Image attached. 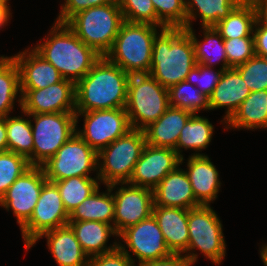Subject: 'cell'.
Masks as SVG:
<instances>
[{
    "label": "cell",
    "mask_w": 267,
    "mask_h": 266,
    "mask_svg": "<svg viewBox=\"0 0 267 266\" xmlns=\"http://www.w3.org/2000/svg\"><path fill=\"white\" fill-rule=\"evenodd\" d=\"M130 74L105 56L75 84L76 112L125 108Z\"/></svg>",
    "instance_id": "obj_1"
},
{
    "label": "cell",
    "mask_w": 267,
    "mask_h": 266,
    "mask_svg": "<svg viewBox=\"0 0 267 266\" xmlns=\"http://www.w3.org/2000/svg\"><path fill=\"white\" fill-rule=\"evenodd\" d=\"M49 31L48 36L32 48L50 62L63 79L76 84L92 69L101 55L82 42L66 23L54 21Z\"/></svg>",
    "instance_id": "obj_2"
},
{
    "label": "cell",
    "mask_w": 267,
    "mask_h": 266,
    "mask_svg": "<svg viewBox=\"0 0 267 266\" xmlns=\"http://www.w3.org/2000/svg\"><path fill=\"white\" fill-rule=\"evenodd\" d=\"M196 64L194 45L184 28H164L155 37L148 74L163 87L185 81Z\"/></svg>",
    "instance_id": "obj_3"
},
{
    "label": "cell",
    "mask_w": 267,
    "mask_h": 266,
    "mask_svg": "<svg viewBox=\"0 0 267 266\" xmlns=\"http://www.w3.org/2000/svg\"><path fill=\"white\" fill-rule=\"evenodd\" d=\"M162 30L163 27L124 21L105 57L130 75L148 74L153 43Z\"/></svg>",
    "instance_id": "obj_4"
},
{
    "label": "cell",
    "mask_w": 267,
    "mask_h": 266,
    "mask_svg": "<svg viewBox=\"0 0 267 266\" xmlns=\"http://www.w3.org/2000/svg\"><path fill=\"white\" fill-rule=\"evenodd\" d=\"M123 22L120 6L108 3L76 13L66 25L87 46L105 56L111 50Z\"/></svg>",
    "instance_id": "obj_5"
},
{
    "label": "cell",
    "mask_w": 267,
    "mask_h": 266,
    "mask_svg": "<svg viewBox=\"0 0 267 266\" xmlns=\"http://www.w3.org/2000/svg\"><path fill=\"white\" fill-rule=\"evenodd\" d=\"M210 205H200L188 210L189 243L183 255L194 265L199 250L213 264L220 265L226 256L223 225Z\"/></svg>",
    "instance_id": "obj_6"
},
{
    "label": "cell",
    "mask_w": 267,
    "mask_h": 266,
    "mask_svg": "<svg viewBox=\"0 0 267 266\" xmlns=\"http://www.w3.org/2000/svg\"><path fill=\"white\" fill-rule=\"evenodd\" d=\"M169 92L149 74L130 75L125 110L133 129L143 130L168 108Z\"/></svg>",
    "instance_id": "obj_7"
},
{
    "label": "cell",
    "mask_w": 267,
    "mask_h": 266,
    "mask_svg": "<svg viewBox=\"0 0 267 266\" xmlns=\"http://www.w3.org/2000/svg\"><path fill=\"white\" fill-rule=\"evenodd\" d=\"M145 145L144 131L132 128L100 150L97 158L100 183L106 186L128 182Z\"/></svg>",
    "instance_id": "obj_8"
},
{
    "label": "cell",
    "mask_w": 267,
    "mask_h": 266,
    "mask_svg": "<svg viewBox=\"0 0 267 266\" xmlns=\"http://www.w3.org/2000/svg\"><path fill=\"white\" fill-rule=\"evenodd\" d=\"M28 115L34 119H30L33 135V166L41 167L76 132L78 126L76 115L75 112Z\"/></svg>",
    "instance_id": "obj_9"
},
{
    "label": "cell",
    "mask_w": 267,
    "mask_h": 266,
    "mask_svg": "<svg viewBox=\"0 0 267 266\" xmlns=\"http://www.w3.org/2000/svg\"><path fill=\"white\" fill-rule=\"evenodd\" d=\"M97 158L98 153L75 132L41 167L48 181L91 177L89 174L94 171L98 176Z\"/></svg>",
    "instance_id": "obj_10"
},
{
    "label": "cell",
    "mask_w": 267,
    "mask_h": 266,
    "mask_svg": "<svg viewBox=\"0 0 267 266\" xmlns=\"http://www.w3.org/2000/svg\"><path fill=\"white\" fill-rule=\"evenodd\" d=\"M69 223L57 185L46 181L30 219L20 228L27 250L43 233Z\"/></svg>",
    "instance_id": "obj_11"
},
{
    "label": "cell",
    "mask_w": 267,
    "mask_h": 266,
    "mask_svg": "<svg viewBox=\"0 0 267 266\" xmlns=\"http://www.w3.org/2000/svg\"><path fill=\"white\" fill-rule=\"evenodd\" d=\"M76 124L84 117L83 129L76 133L97 153L131 130L125 108L75 112Z\"/></svg>",
    "instance_id": "obj_12"
},
{
    "label": "cell",
    "mask_w": 267,
    "mask_h": 266,
    "mask_svg": "<svg viewBox=\"0 0 267 266\" xmlns=\"http://www.w3.org/2000/svg\"><path fill=\"white\" fill-rule=\"evenodd\" d=\"M118 237L122 240L118 241V247L126 253L134 263L138 258V265L145 261L158 260L171 254L153 214L147 219L140 221L138 224L127 227L118 234ZM122 242L125 244H122ZM129 252H132L134 257L136 256V261L132 258L133 254Z\"/></svg>",
    "instance_id": "obj_13"
},
{
    "label": "cell",
    "mask_w": 267,
    "mask_h": 266,
    "mask_svg": "<svg viewBox=\"0 0 267 266\" xmlns=\"http://www.w3.org/2000/svg\"><path fill=\"white\" fill-rule=\"evenodd\" d=\"M111 190H115L113 227L117 234L153 214V190L127 182L111 184Z\"/></svg>",
    "instance_id": "obj_14"
},
{
    "label": "cell",
    "mask_w": 267,
    "mask_h": 266,
    "mask_svg": "<svg viewBox=\"0 0 267 266\" xmlns=\"http://www.w3.org/2000/svg\"><path fill=\"white\" fill-rule=\"evenodd\" d=\"M46 181L42 167L32 166L0 199V206L12 210L20 228L30 219Z\"/></svg>",
    "instance_id": "obj_15"
},
{
    "label": "cell",
    "mask_w": 267,
    "mask_h": 266,
    "mask_svg": "<svg viewBox=\"0 0 267 266\" xmlns=\"http://www.w3.org/2000/svg\"><path fill=\"white\" fill-rule=\"evenodd\" d=\"M22 95L21 113L45 114L76 112L75 83L62 79L42 89H20Z\"/></svg>",
    "instance_id": "obj_16"
},
{
    "label": "cell",
    "mask_w": 267,
    "mask_h": 266,
    "mask_svg": "<svg viewBox=\"0 0 267 266\" xmlns=\"http://www.w3.org/2000/svg\"><path fill=\"white\" fill-rule=\"evenodd\" d=\"M180 159L172 148L146 144L127 183L153 190L168 173L180 165Z\"/></svg>",
    "instance_id": "obj_17"
},
{
    "label": "cell",
    "mask_w": 267,
    "mask_h": 266,
    "mask_svg": "<svg viewBox=\"0 0 267 266\" xmlns=\"http://www.w3.org/2000/svg\"><path fill=\"white\" fill-rule=\"evenodd\" d=\"M154 206L191 209L200 206L188 176L180 165L153 189Z\"/></svg>",
    "instance_id": "obj_18"
},
{
    "label": "cell",
    "mask_w": 267,
    "mask_h": 266,
    "mask_svg": "<svg viewBox=\"0 0 267 266\" xmlns=\"http://www.w3.org/2000/svg\"><path fill=\"white\" fill-rule=\"evenodd\" d=\"M12 57L19 68L20 89H42L63 79L59 71L33 48H25Z\"/></svg>",
    "instance_id": "obj_19"
},
{
    "label": "cell",
    "mask_w": 267,
    "mask_h": 266,
    "mask_svg": "<svg viewBox=\"0 0 267 266\" xmlns=\"http://www.w3.org/2000/svg\"><path fill=\"white\" fill-rule=\"evenodd\" d=\"M185 172L192 185L196 200L201 205H211L217 199L221 181L216 166L208 155H190Z\"/></svg>",
    "instance_id": "obj_20"
},
{
    "label": "cell",
    "mask_w": 267,
    "mask_h": 266,
    "mask_svg": "<svg viewBox=\"0 0 267 266\" xmlns=\"http://www.w3.org/2000/svg\"><path fill=\"white\" fill-rule=\"evenodd\" d=\"M250 92L235 68L226 69L212 94L208 97L210 111L225 107L226 115L221 120V124L225 125V122L233 116Z\"/></svg>",
    "instance_id": "obj_21"
},
{
    "label": "cell",
    "mask_w": 267,
    "mask_h": 266,
    "mask_svg": "<svg viewBox=\"0 0 267 266\" xmlns=\"http://www.w3.org/2000/svg\"><path fill=\"white\" fill-rule=\"evenodd\" d=\"M43 237L46 238L47 247L57 265L88 266L89 257L82 250L69 224L43 233L26 251L34 247Z\"/></svg>",
    "instance_id": "obj_22"
},
{
    "label": "cell",
    "mask_w": 267,
    "mask_h": 266,
    "mask_svg": "<svg viewBox=\"0 0 267 266\" xmlns=\"http://www.w3.org/2000/svg\"><path fill=\"white\" fill-rule=\"evenodd\" d=\"M192 115L190 111L170 106L156 121L143 129L146 144L176 151L181 130Z\"/></svg>",
    "instance_id": "obj_23"
},
{
    "label": "cell",
    "mask_w": 267,
    "mask_h": 266,
    "mask_svg": "<svg viewBox=\"0 0 267 266\" xmlns=\"http://www.w3.org/2000/svg\"><path fill=\"white\" fill-rule=\"evenodd\" d=\"M153 216L171 253L183 254L188 247V210L174 207L153 206Z\"/></svg>",
    "instance_id": "obj_24"
},
{
    "label": "cell",
    "mask_w": 267,
    "mask_h": 266,
    "mask_svg": "<svg viewBox=\"0 0 267 266\" xmlns=\"http://www.w3.org/2000/svg\"><path fill=\"white\" fill-rule=\"evenodd\" d=\"M68 224L74 230L82 250L89 258L113 251L118 247L116 239L112 245L106 244L111 236L118 237L110 224L98 221H69Z\"/></svg>",
    "instance_id": "obj_25"
},
{
    "label": "cell",
    "mask_w": 267,
    "mask_h": 266,
    "mask_svg": "<svg viewBox=\"0 0 267 266\" xmlns=\"http://www.w3.org/2000/svg\"><path fill=\"white\" fill-rule=\"evenodd\" d=\"M224 127V130H267V90L250 92Z\"/></svg>",
    "instance_id": "obj_26"
},
{
    "label": "cell",
    "mask_w": 267,
    "mask_h": 266,
    "mask_svg": "<svg viewBox=\"0 0 267 266\" xmlns=\"http://www.w3.org/2000/svg\"><path fill=\"white\" fill-rule=\"evenodd\" d=\"M201 29H203V36L201 37L204 38L202 41L197 38L193 29H185L191 36L196 62L212 68H214L215 65L222 63L220 69H229L230 67L227 62L224 38L214 26L201 27Z\"/></svg>",
    "instance_id": "obj_27"
},
{
    "label": "cell",
    "mask_w": 267,
    "mask_h": 266,
    "mask_svg": "<svg viewBox=\"0 0 267 266\" xmlns=\"http://www.w3.org/2000/svg\"><path fill=\"white\" fill-rule=\"evenodd\" d=\"M106 191L99 188L87 197L69 214V221H98L113 226L114 197L111 185H106Z\"/></svg>",
    "instance_id": "obj_28"
},
{
    "label": "cell",
    "mask_w": 267,
    "mask_h": 266,
    "mask_svg": "<svg viewBox=\"0 0 267 266\" xmlns=\"http://www.w3.org/2000/svg\"><path fill=\"white\" fill-rule=\"evenodd\" d=\"M241 0H185L186 29H193L192 22L200 18L201 27L215 26L225 19Z\"/></svg>",
    "instance_id": "obj_29"
},
{
    "label": "cell",
    "mask_w": 267,
    "mask_h": 266,
    "mask_svg": "<svg viewBox=\"0 0 267 266\" xmlns=\"http://www.w3.org/2000/svg\"><path fill=\"white\" fill-rule=\"evenodd\" d=\"M213 132L214 126L206 117L193 114L181 130L176 145L177 155L181 158L180 165H182L185 159L182 154V149L194 150L195 153L193 152L191 155H204V153L199 152H202V150L208 147L212 140Z\"/></svg>",
    "instance_id": "obj_30"
},
{
    "label": "cell",
    "mask_w": 267,
    "mask_h": 266,
    "mask_svg": "<svg viewBox=\"0 0 267 266\" xmlns=\"http://www.w3.org/2000/svg\"><path fill=\"white\" fill-rule=\"evenodd\" d=\"M256 11L251 1H241L233 11L214 27L224 39L253 37Z\"/></svg>",
    "instance_id": "obj_31"
},
{
    "label": "cell",
    "mask_w": 267,
    "mask_h": 266,
    "mask_svg": "<svg viewBox=\"0 0 267 266\" xmlns=\"http://www.w3.org/2000/svg\"><path fill=\"white\" fill-rule=\"evenodd\" d=\"M15 100L19 103L21 109L22 95L19 68L13 57L10 56L0 65V117L10 115L14 109Z\"/></svg>",
    "instance_id": "obj_32"
},
{
    "label": "cell",
    "mask_w": 267,
    "mask_h": 266,
    "mask_svg": "<svg viewBox=\"0 0 267 266\" xmlns=\"http://www.w3.org/2000/svg\"><path fill=\"white\" fill-rule=\"evenodd\" d=\"M22 116H6L8 151L22 155L33 166V135L28 114ZM26 116V118H25Z\"/></svg>",
    "instance_id": "obj_33"
},
{
    "label": "cell",
    "mask_w": 267,
    "mask_h": 266,
    "mask_svg": "<svg viewBox=\"0 0 267 266\" xmlns=\"http://www.w3.org/2000/svg\"><path fill=\"white\" fill-rule=\"evenodd\" d=\"M51 182L57 185L64 207L69 214L94 191L100 188L101 184L98 176H78Z\"/></svg>",
    "instance_id": "obj_34"
},
{
    "label": "cell",
    "mask_w": 267,
    "mask_h": 266,
    "mask_svg": "<svg viewBox=\"0 0 267 266\" xmlns=\"http://www.w3.org/2000/svg\"><path fill=\"white\" fill-rule=\"evenodd\" d=\"M169 92V105L197 114L201 110L209 111V98L199 91L195 85L185 81L171 86Z\"/></svg>",
    "instance_id": "obj_35"
},
{
    "label": "cell",
    "mask_w": 267,
    "mask_h": 266,
    "mask_svg": "<svg viewBox=\"0 0 267 266\" xmlns=\"http://www.w3.org/2000/svg\"><path fill=\"white\" fill-rule=\"evenodd\" d=\"M29 160L12 151L0 152V199L8 188L31 168Z\"/></svg>",
    "instance_id": "obj_36"
},
{
    "label": "cell",
    "mask_w": 267,
    "mask_h": 266,
    "mask_svg": "<svg viewBox=\"0 0 267 266\" xmlns=\"http://www.w3.org/2000/svg\"><path fill=\"white\" fill-rule=\"evenodd\" d=\"M157 27L186 29L185 0H152Z\"/></svg>",
    "instance_id": "obj_37"
},
{
    "label": "cell",
    "mask_w": 267,
    "mask_h": 266,
    "mask_svg": "<svg viewBox=\"0 0 267 266\" xmlns=\"http://www.w3.org/2000/svg\"><path fill=\"white\" fill-rule=\"evenodd\" d=\"M251 92L267 90V58L254 55L235 67Z\"/></svg>",
    "instance_id": "obj_38"
},
{
    "label": "cell",
    "mask_w": 267,
    "mask_h": 266,
    "mask_svg": "<svg viewBox=\"0 0 267 266\" xmlns=\"http://www.w3.org/2000/svg\"><path fill=\"white\" fill-rule=\"evenodd\" d=\"M124 21L157 26V15L152 0H120Z\"/></svg>",
    "instance_id": "obj_39"
},
{
    "label": "cell",
    "mask_w": 267,
    "mask_h": 266,
    "mask_svg": "<svg viewBox=\"0 0 267 266\" xmlns=\"http://www.w3.org/2000/svg\"><path fill=\"white\" fill-rule=\"evenodd\" d=\"M227 62L235 68L255 55L254 37L224 39Z\"/></svg>",
    "instance_id": "obj_40"
},
{
    "label": "cell",
    "mask_w": 267,
    "mask_h": 266,
    "mask_svg": "<svg viewBox=\"0 0 267 266\" xmlns=\"http://www.w3.org/2000/svg\"><path fill=\"white\" fill-rule=\"evenodd\" d=\"M213 69L212 67L197 63L187 75L186 81L192 85L195 83V86L199 87V91L209 97L220 81L224 71L220 68L217 71Z\"/></svg>",
    "instance_id": "obj_41"
},
{
    "label": "cell",
    "mask_w": 267,
    "mask_h": 266,
    "mask_svg": "<svg viewBox=\"0 0 267 266\" xmlns=\"http://www.w3.org/2000/svg\"><path fill=\"white\" fill-rule=\"evenodd\" d=\"M113 3L110 0H64L55 22L66 23L76 13L95 6Z\"/></svg>",
    "instance_id": "obj_42"
},
{
    "label": "cell",
    "mask_w": 267,
    "mask_h": 266,
    "mask_svg": "<svg viewBox=\"0 0 267 266\" xmlns=\"http://www.w3.org/2000/svg\"><path fill=\"white\" fill-rule=\"evenodd\" d=\"M88 266H136L119 247L115 250L89 258Z\"/></svg>",
    "instance_id": "obj_43"
},
{
    "label": "cell",
    "mask_w": 267,
    "mask_h": 266,
    "mask_svg": "<svg viewBox=\"0 0 267 266\" xmlns=\"http://www.w3.org/2000/svg\"><path fill=\"white\" fill-rule=\"evenodd\" d=\"M138 266H192L189 260L180 253H171L167 257L158 260L145 261Z\"/></svg>",
    "instance_id": "obj_44"
},
{
    "label": "cell",
    "mask_w": 267,
    "mask_h": 266,
    "mask_svg": "<svg viewBox=\"0 0 267 266\" xmlns=\"http://www.w3.org/2000/svg\"><path fill=\"white\" fill-rule=\"evenodd\" d=\"M255 54L267 58V27L261 26L257 21L253 29Z\"/></svg>",
    "instance_id": "obj_45"
},
{
    "label": "cell",
    "mask_w": 267,
    "mask_h": 266,
    "mask_svg": "<svg viewBox=\"0 0 267 266\" xmlns=\"http://www.w3.org/2000/svg\"><path fill=\"white\" fill-rule=\"evenodd\" d=\"M256 11V21L267 27V0H251Z\"/></svg>",
    "instance_id": "obj_46"
},
{
    "label": "cell",
    "mask_w": 267,
    "mask_h": 266,
    "mask_svg": "<svg viewBox=\"0 0 267 266\" xmlns=\"http://www.w3.org/2000/svg\"><path fill=\"white\" fill-rule=\"evenodd\" d=\"M8 151L6 117H0V152Z\"/></svg>",
    "instance_id": "obj_47"
},
{
    "label": "cell",
    "mask_w": 267,
    "mask_h": 266,
    "mask_svg": "<svg viewBox=\"0 0 267 266\" xmlns=\"http://www.w3.org/2000/svg\"><path fill=\"white\" fill-rule=\"evenodd\" d=\"M10 17H12L10 6L0 4V30L8 25Z\"/></svg>",
    "instance_id": "obj_48"
},
{
    "label": "cell",
    "mask_w": 267,
    "mask_h": 266,
    "mask_svg": "<svg viewBox=\"0 0 267 266\" xmlns=\"http://www.w3.org/2000/svg\"><path fill=\"white\" fill-rule=\"evenodd\" d=\"M260 257L265 266H267V244H262L260 248Z\"/></svg>",
    "instance_id": "obj_49"
},
{
    "label": "cell",
    "mask_w": 267,
    "mask_h": 266,
    "mask_svg": "<svg viewBox=\"0 0 267 266\" xmlns=\"http://www.w3.org/2000/svg\"><path fill=\"white\" fill-rule=\"evenodd\" d=\"M5 55H0V65L2 64V63H4L7 59H9L10 58V56L8 57V56H5Z\"/></svg>",
    "instance_id": "obj_50"
},
{
    "label": "cell",
    "mask_w": 267,
    "mask_h": 266,
    "mask_svg": "<svg viewBox=\"0 0 267 266\" xmlns=\"http://www.w3.org/2000/svg\"><path fill=\"white\" fill-rule=\"evenodd\" d=\"M8 1L9 0H0V4L10 6Z\"/></svg>",
    "instance_id": "obj_51"
},
{
    "label": "cell",
    "mask_w": 267,
    "mask_h": 266,
    "mask_svg": "<svg viewBox=\"0 0 267 266\" xmlns=\"http://www.w3.org/2000/svg\"><path fill=\"white\" fill-rule=\"evenodd\" d=\"M110 1L113 3H117V4H119V2H120V0H110Z\"/></svg>",
    "instance_id": "obj_52"
}]
</instances>
